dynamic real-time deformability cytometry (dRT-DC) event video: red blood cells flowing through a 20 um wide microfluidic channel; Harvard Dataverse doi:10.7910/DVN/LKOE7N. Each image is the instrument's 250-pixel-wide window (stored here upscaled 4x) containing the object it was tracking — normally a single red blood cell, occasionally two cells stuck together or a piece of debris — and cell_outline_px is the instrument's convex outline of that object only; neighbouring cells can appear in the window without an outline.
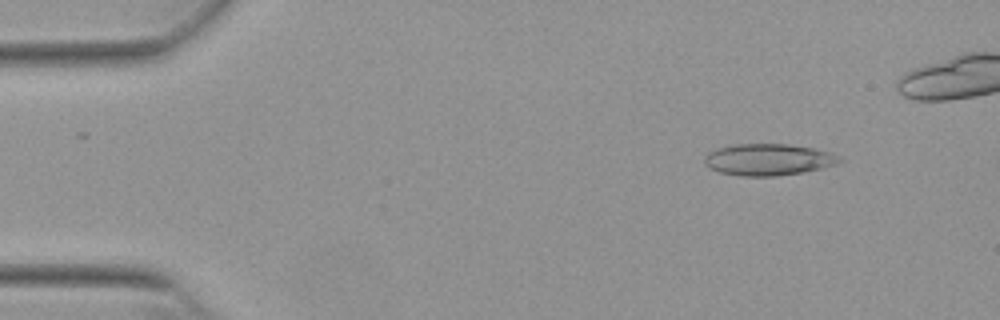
{"species": "Egyptian fruit bat (a non-hibernating species)", "species_latin": "Rousettus aegyptiacus", "temperature_condition": "warm", "stored_images_in_passage": 46, "camera_frame_rate_fps": 3000, "um_per_image_px": 0.085, "animal": {"sex": "female"}, "frame": {"image": 1, "passage_image": 5, "time_ms": 1.333, "image_size_px": [1000, 320], "cell_outline_px": [[844, 160], [840, 164], [804, 172], [776, 176], [740, 176], [720, 172], [708, 168], [704, 164], [704, 156], [708, 152], [716, 148], [732, 144], [788, 144], [812, 148], [828, 152], [840, 156]], "centroid_in_image_um": [65.3, 13.57], "position_along_channel_um": 19.7, "area_um2": 25.2}}
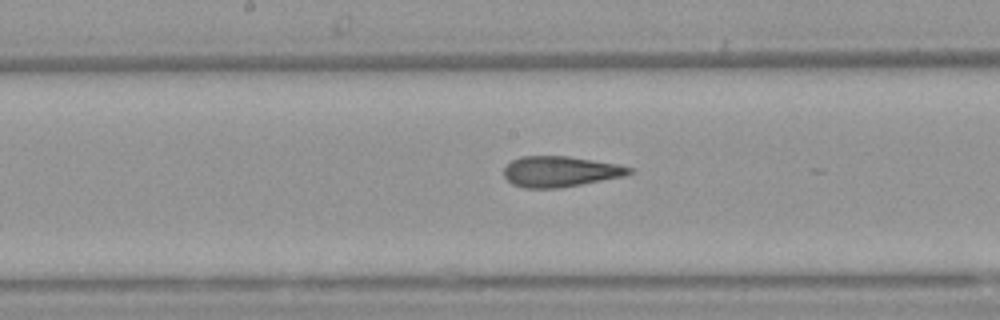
{"frame": {"image": 2, "passage_image": 26, "time_ms": 8.333, "image_size_px": [1000, 320], "cell_outline_px": [[636, 172], [624, 176], [560, 188], [524, 188], [512, 184], [504, 176], [504, 168], [512, 160], [520, 156], [568, 156], [620, 164], [632, 168]], "centroid_in_image_um": [47.64, 14.58], "position_along_channel_um": 200.6, "area_um2": 22.54}}
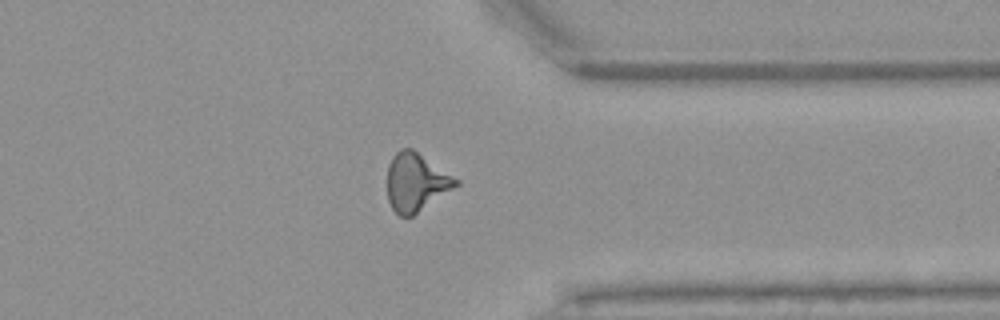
{"frame": {"image": 3, "passage_image": 40, "time_ms": 13.0, "image_size_px": [1000, 320], "cell_outline_px": [[460, 184], [412, 216], [400, 216], [392, 208], [388, 200], [388, 164], [392, 156], [400, 148], [412, 148], [460, 180]], "centroid_in_image_um": [35.36, 15.47], "position_along_channel_um": 376.0, "area_um2": 23.12}}